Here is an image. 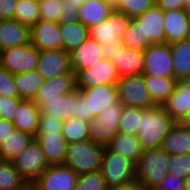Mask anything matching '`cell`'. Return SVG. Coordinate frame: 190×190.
I'll use <instances>...</instances> for the list:
<instances>
[{
    "label": "cell",
    "mask_w": 190,
    "mask_h": 190,
    "mask_svg": "<svg viewBox=\"0 0 190 190\" xmlns=\"http://www.w3.org/2000/svg\"><path fill=\"white\" fill-rule=\"evenodd\" d=\"M175 122L163 106L142 109V118L138 126L137 138L143 151L158 149Z\"/></svg>",
    "instance_id": "1"
},
{
    "label": "cell",
    "mask_w": 190,
    "mask_h": 190,
    "mask_svg": "<svg viewBox=\"0 0 190 190\" xmlns=\"http://www.w3.org/2000/svg\"><path fill=\"white\" fill-rule=\"evenodd\" d=\"M105 146L88 139L67 145L64 165L78 175L101 170Z\"/></svg>",
    "instance_id": "2"
},
{
    "label": "cell",
    "mask_w": 190,
    "mask_h": 190,
    "mask_svg": "<svg viewBox=\"0 0 190 190\" xmlns=\"http://www.w3.org/2000/svg\"><path fill=\"white\" fill-rule=\"evenodd\" d=\"M169 155L161 148L145 150L136 162L135 180L144 190H153L168 175Z\"/></svg>",
    "instance_id": "3"
},
{
    "label": "cell",
    "mask_w": 190,
    "mask_h": 190,
    "mask_svg": "<svg viewBox=\"0 0 190 190\" xmlns=\"http://www.w3.org/2000/svg\"><path fill=\"white\" fill-rule=\"evenodd\" d=\"M134 166L130 160L119 153L111 151L106 146L100 170L106 187L124 185L134 181Z\"/></svg>",
    "instance_id": "4"
},
{
    "label": "cell",
    "mask_w": 190,
    "mask_h": 190,
    "mask_svg": "<svg viewBox=\"0 0 190 190\" xmlns=\"http://www.w3.org/2000/svg\"><path fill=\"white\" fill-rule=\"evenodd\" d=\"M123 105L117 103L108 106L88 123L90 140L107 146L118 133Z\"/></svg>",
    "instance_id": "5"
},
{
    "label": "cell",
    "mask_w": 190,
    "mask_h": 190,
    "mask_svg": "<svg viewBox=\"0 0 190 190\" xmlns=\"http://www.w3.org/2000/svg\"><path fill=\"white\" fill-rule=\"evenodd\" d=\"M118 101L123 106L149 109L156 106L151 100L144 74L128 75L120 77L117 82Z\"/></svg>",
    "instance_id": "6"
},
{
    "label": "cell",
    "mask_w": 190,
    "mask_h": 190,
    "mask_svg": "<svg viewBox=\"0 0 190 190\" xmlns=\"http://www.w3.org/2000/svg\"><path fill=\"white\" fill-rule=\"evenodd\" d=\"M11 163L27 182H34L50 166L35 137Z\"/></svg>",
    "instance_id": "7"
},
{
    "label": "cell",
    "mask_w": 190,
    "mask_h": 190,
    "mask_svg": "<svg viewBox=\"0 0 190 190\" xmlns=\"http://www.w3.org/2000/svg\"><path fill=\"white\" fill-rule=\"evenodd\" d=\"M40 51L31 42L0 51L1 67L11 74L37 69Z\"/></svg>",
    "instance_id": "8"
},
{
    "label": "cell",
    "mask_w": 190,
    "mask_h": 190,
    "mask_svg": "<svg viewBox=\"0 0 190 190\" xmlns=\"http://www.w3.org/2000/svg\"><path fill=\"white\" fill-rule=\"evenodd\" d=\"M143 55L144 75L174 77L173 58L170 44H152L143 51Z\"/></svg>",
    "instance_id": "9"
},
{
    "label": "cell",
    "mask_w": 190,
    "mask_h": 190,
    "mask_svg": "<svg viewBox=\"0 0 190 190\" xmlns=\"http://www.w3.org/2000/svg\"><path fill=\"white\" fill-rule=\"evenodd\" d=\"M130 21V17L114 10L106 20L89 29V37L101 45H108L114 41L122 42L123 33Z\"/></svg>",
    "instance_id": "10"
},
{
    "label": "cell",
    "mask_w": 190,
    "mask_h": 190,
    "mask_svg": "<svg viewBox=\"0 0 190 190\" xmlns=\"http://www.w3.org/2000/svg\"><path fill=\"white\" fill-rule=\"evenodd\" d=\"M132 20L142 33V42L165 43L164 12L156 4Z\"/></svg>",
    "instance_id": "11"
},
{
    "label": "cell",
    "mask_w": 190,
    "mask_h": 190,
    "mask_svg": "<svg viewBox=\"0 0 190 190\" xmlns=\"http://www.w3.org/2000/svg\"><path fill=\"white\" fill-rule=\"evenodd\" d=\"M78 174L64 164L50 165L34 181L38 190H74Z\"/></svg>",
    "instance_id": "12"
},
{
    "label": "cell",
    "mask_w": 190,
    "mask_h": 190,
    "mask_svg": "<svg viewBox=\"0 0 190 190\" xmlns=\"http://www.w3.org/2000/svg\"><path fill=\"white\" fill-rule=\"evenodd\" d=\"M120 76L113 62L107 58L91 68L81 70L76 76V88H88L99 84L117 85Z\"/></svg>",
    "instance_id": "13"
},
{
    "label": "cell",
    "mask_w": 190,
    "mask_h": 190,
    "mask_svg": "<svg viewBox=\"0 0 190 190\" xmlns=\"http://www.w3.org/2000/svg\"><path fill=\"white\" fill-rule=\"evenodd\" d=\"M87 103L88 113L95 118L108 106L118 102L116 85L99 84L88 88H78Z\"/></svg>",
    "instance_id": "14"
},
{
    "label": "cell",
    "mask_w": 190,
    "mask_h": 190,
    "mask_svg": "<svg viewBox=\"0 0 190 190\" xmlns=\"http://www.w3.org/2000/svg\"><path fill=\"white\" fill-rule=\"evenodd\" d=\"M30 42L39 51L63 50V38L59 22L39 20L30 28Z\"/></svg>",
    "instance_id": "15"
},
{
    "label": "cell",
    "mask_w": 190,
    "mask_h": 190,
    "mask_svg": "<svg viewBox=\"0 0 190 190\" xmlns=\"http://www.w3.org/2000/svg\"><path fill=\"white\" fill-rule=\"evenodd\" d=\"M36 70L45 80L62 74L73 73L70 65L69 52L64 50L40 51Z\"/></svg>",
    "instance_id": "16"
},
{
    "label": "cell",
    "mask_w": 190,
    "mask_h": 190,
    "mask_svg": "<svg viewBox=\"0 0 190 190\" xmlns=\"http://www.w3.org/2000/svg\"><path fill=\"white\" fill-rule=\"evenodd\" d=\"M162 106L175 123H183L190 112V79L177 80L174 92Z\"/></svg>",
    "instance_id": "17"
},
{
    "label": "cell",
    "mask_w": 190,
    "mask_h": 190,
    "mask_svg": "<svg viewBox=\"0 0 190 190\" xmlns=\"http://www.w3.org/2000/svg\"><path fill=\"white\" fill-rule=\"evenodd\" d=\"M165 43L190 39V11L186 9L164 12Z\"/></svg>",
    "instance_id": "18"
},
{
    "label": "cell",
    "mask_w": 190,
    "mask_h": 190,
    "mask_svg": "<svg viewBox=\"0 0 190 190\" xmlns=\"http://www.w3.org/2000/svg\"><path fill=\"white\" fill-rule=\"evenodd\" d=\"M71 70L75 76L86 68L104 59L102 45L92 40L90 37L79 47L73 49L70 53Z\"/></svg>",
    "instance_id": "19"
},
{
    "label": "cell",
    "mask_w": 190,
    "mask_h": 190,
    "mask_svg": "<svg viewBox=\"0 0 190 190\" xmlns=\"http://www.w3.org/2000/svg\"><path fill=\"white\" fill-rule=\"evenodd\" d=\"M79 89L75 88L68 94L61 95L58 98L46 100H33L41 113H48L62 122L73 118L75 113V98L79 95Z\"/></svg>",
    "instance_id": "20"
},
{
    "label": "cell",
    "mask_w": 190,
    "mask_h": 190,
    "mask_svg": "<svg viewBox=\"0 0 190 190\" xmlns=\"http://www.w3.org/2000/svg\"><path fill=\"white\" fill-rule=\"evenodd\" d=\"M30 42V28L15 19L0 20V51Z\"/></svg>",
    "instance_id": "21"
},
{
    "label": "cell",
    "mask_w": 190,
    "mask_h": 190,
    "mask_svg": "<svg viewBox=\"0 0 190 190\" xmlns=\"http://www.w3.org/2000/svg\"><path fill=\"white\" fill-rule=\"evenodd\" d=\"M35 138L42 147L49 165L64 163L68 144L61 133H36Z\"/></svg>",
    "instance_id": "22"
},
{
    "label": "cell",
    "mask_w": 190,
    "mask_h": 190,
    "mask_svg": "<svg viewBox=\"0 0 190 190\" xmlns=\"http://www.w3.org/2000/svg\"><path fill=\"white\" fill-rule=\"evenodd\" d=\"M111 61L120 77L143 73V51L123 47L122 50H117Z\"/></svg>",
    "instance_id": "23"
},
{
    "label": "cell",
    "mask_w": 190,
    "mask_h": 190,
    "mask_svg": "<svg viewBox=\"0 0 190 190\" xmlns=\"http://www.w3.org/2000/svg\"><path fill=\"white\" fill-rule=\"evenodd\" d=\"M114 10V6L105 0H87L80 7L78 21L90 29L106 20Z\"/></svg>",
    "instance_id": "24"
},
{
    "label": "cell",
    "mask_w": 190,
    "mask_h": 190,
    "mask_svg": "<svg viewBox=\"0 0 190 190\" xmlns=\"http://www.w3.org/2000/svg\"><path fill=\"white\" fill-rule=\"evenodd\" d=\"M76 88L74 73L62 74L52 79L45 80L41 85L34 100L58 98L70 93Z\"/></svg>",
    "instance_id": "25"
},
{
    "label": "cell",
    "mask_w": 190,
    "mask_h": 190,
    "mask_svg": "<svg viewBox=\"0 0 190 190\" xmlns=\"http://www.w3.org/2000/svg\"><path fill=\"white\" fill-rule=\"evenodd\" d=\"M160 148L168 155L190 154V126L175 123Z\"/></svg>",
    "instance_id": "26"
},
{
    "label": "cell",
    "mask_w": 190,
    "mask_h": 190,
    "mask_svg": "<svg viewBox=\"0 0 190 190\" xmlns=\"http://www.w3.org/2000/svg\"><path fill=\"white\" fill-rule=\"evenodd\" d=\"M40 111L33 100H22L16 111L13 124L16 129L36 136Z\"/></svg>",
    "instance_id": "27"
},
{
    "label": "cell",
    "mask_w": 190,
    "mask_h": 190,
    "mask_svg": "<svg viewBox=\"0 0 190 190\" xmlns=\"http://www.w3.org/2000/svg\"><path fill=\"white\" fill-rule=\"evenodd\" d=\"M146 88L153 103L162 106L175 90L174 77L144 75Z\"/></svg>",
    "instance_id": "28"
},
{
    "label": "cell",
    "mask_w": 190,
    "mask_h": 190,
    "mask_svg": "<svg viewBox=\"0 0 190 190\" xmlns=\"http://www.w3.org/2000/svg\"><path fill=\"white\" fill-rule=\"evenodd\" d=\"M107 147L116 153L123 155L134 165L141 158L143 149L137 138L132 134L117 133Z\"/></svg>",
    "instance_id": "29"
},
{
    "label": "cell",
    "mask_w": 190,
    "mask_h": 190,
    "mask_svg": "<svg viewBox=\"0 0 190 190\" xmlns=\"http://www.w3.org/2000/svg\"><path fill=\"white\" fill-rule=\"evenodd\" d=\"M174 78L190 79V39L170 44Z\"/></svg>",
    "instance_id": "30"
},
{
    "label": "cell",
    "mask_w": 190,
    "mask_h": 190,
    "mask_svg": "<svg viewBox=\"0 0 190 190\" xmlns=\"http://www.w3.org/2000/svg\"><path fill=\"white\" fill-rule=\"evenodd\" d=\"M44 81L37 70L14 74V83L22 100H34Z\"/></svg>",
    "instance_id": "31"
},
{
    "label": "cell",
    "mask_w": 190,
    "mask_h": 190,
    "mask_svg": "<svg viewBox=\"0 0 190 190\" xmlns=\"http://www.w3.org/2000/svg\"><path fill=\"white\" fill-rule=\"evenodd\" d=\"M59 28L63 38V50L66 52L70 53L89 38V29L79 21L59 24Z\"/></svg>",
    "instance_id": "32"
},
{
    "label": "cell",
    "mask_w": 190,
    "mask_h": 190,
    "mask_svg": "<svg viewBox=\"0 0 190 190\" xmlns=\"http://www.w3.org/2000/svg\"><path fill=\"white\" fill-rule=\"evenodd\" d=\"M34 136L15 129L5 141L0 143V160L11 161L31 142Z\"/></svg>",
    "instance_id": "33"
},
{
    "label": "cell",
    "mask_w": 190,
    "mask_h": 190,
    "mask_svg": "<svg viewBox=\"0 0 190 190\" xmlns=\"http://www.w3.org/2000/svg\"><path fill=\"white\" fill-rule=\"evenodd\" d=\"M14 19L29 28L40 20L39 0H18Z\"/></svg>",
    "instance_id": "34"
},
{
    "label": "cell",
    "mask_w": 190,
    "mask_h": 190,
    "mask_svg": "<svg viewBox=\"0 0 190 190\" xmlns=\"http://www.w3.org/2000/svg\"><path fill=\"white\" fill-rule=\"evenodd\" d=\"M61 134L65 138L67 144L90 139L88 123L82 122L76 117L62 123Z\"/></svg>",
    "instance_id": "35"
},
{
    "label": "cell",
    "mask_w": 190,
    "mask_h": 190,
    "mask_svg": "<svg viewBox=\"0 0 190 190\" xmlns=\"http://www.w3.org/2000/svg\"><path fill=\"white\" fill-rule=\"evenodd\" d=\"M27 181L22 177L11 161L0 160V190H16Z\"/></svg>",
    "instance_id": "36"
},
{
    "label": "cell",
    "mask_w": 190,
    "mask_h": 190,
    "mask_svg": "<svg viewBox=\"0 0 190 190\" xmlns=\"http://www.w3.org/2000/svg\"><path fill=\"white\" fill-rule=\"evenodd\" d=\"M140 118H142V108L123 106L118 133L137 136Z\"/></svg>",
    "instance_id": "37"
},
{
    "label": "cell",
    "mask_w": 190,
    "mask_h": 190,
    "mask_svg": "<svg viewBox=\"0 0 190 190\" xmlns=\"http://www.w3.org/2000/svg\"><path fill=\"white\" fill-rule=\"evenodd\" d=\"M155 4V0H118L114 9L131 19L143 14Z\"/></svg>",
    "instance_id": "38"
},
{
    "label": "cell",
    "mask_w": 190,
    "mask_h": 190,
    "mask_svg": "<svg viewBox=\"0 0 190 190\" xmlns=\"http://www.w3.org/2000/svg\"><path fill=\"white\" fill-rule=\"evenodd\" d=\"M74 190H107L100 170L78 175Z\"/></svg>",
    "instance_id": "39"
},
{
    "label": "cell",
    "mask_w": 190,
    "mask_h": 190,
    "mask_svg": "<svg viewBox=\"0 0 190 190\" xmlns=\"http://www.w3.org/2000/svg\"><path fill=\"white\" fill-rule=\"evenodd\" d=\"M122 43L124 47L140 51H144L150 46L148 42H142V33L132 19L128 24L127 30L123 33Z\"/></svg>",
    "instance_id": "40"
},
{
    "label": "cell",
    "mask_w": 190,
    "mask_h": 190,
    "mask_svg": "<svg viewBox=\"0 0 190 190\" xmlns=\"http://www.w3.org/2000/svg\"><path fill=\"white\" fill-rule=\"evenodd\" d=\"M168 173L186 179L190 175V154L169 155Z\"/></svg>",
    "instance_id": "41"
},
{
    "label": "cell",
    "mask_w": 190,
    "mask_h": 190,
    "mask_svg": "<svg viewBox=\"0 0 190 190\" xmlns=\"http://www.w3.org/2000/svg\"><path fill=\"white\" fill-rule=\"evenodd\" d=\"M62 0H39L40 20L60 22Z\"/></svg>",
    "instance_id": "42"
},
{
    "label": "cell",
    "mask_w": 190,
    "mask_h": 190,
    "mask_svg": "<svg viewBox=\"0 0 190 190\" xmlns=\"http://www.w3.org/2000/svg\"><path fill=\"white\" fill-rule=\"evenodd\" d=\"M0 96L19 97L14 83V74H11L3 67H0Z\"/></svg>",
    "instance_id": "43"
},
{
    "label": "cell",
    "mask_w": 190,
    "mask_h": 190,
    "mask_svg": "<svg viewBox=\"0 0 190 190\" xmlns=\"http://www.w3.org/2000/svg\"><path fill=\"white\" fill-rule=\"evenodd\" d=\"M21 101L22 99L19 97L9 98L5 96H0L1 119L13 123L15 111Z\"/></svg>",
    "instance_id": "44"
},
{
    "label": "cell",
    "mask_w": 190,
    "mask_h": 190,
    "mask_svg": "<svg viewBox=\"0 0 190 190\" xmlns=\"http://www.w3.org/2000/svg\"><path fill=\"white\" fill-rule=\"evenodd\" d=\"M62 123L50 114L40 112L37 133H61Z\"/></svg>",
    "instance_id": "45"
},
{
    "label": "cell",
    "mask_w": 190,
    "mask_h": 190,
    "mask_svg": "<svg viewBox=\"0 0 190 190\" xmlns=\"http://www.w3.org/2000/svg\"><path fill=\"white\" fill-rule=\"evenodd\" d=\"M80 7L76 4L62 0L61 16L59 24L74 23L78 21Z\"/></svg>",
    "instance_id": "46"
},
{
    "label": "cell",
    "mask_w": 190,
    "mask_h": 190,
    "mask_svg": "<svg viewBox=\"0 0 190 190\" xmlns=\"http://www.w3.org/2000/svg\"><path fill=\"white\" fill-rule=\"evenodd\" d=\"M153 190H185V178L170 173Z\"/></svg>",
    "instance_id": "47"
},
{
    "label": "cell",
    "mask_w": 190,
    "mask_h": 190,
    "mask_svg": "<svg viewBox=\"0 0 190 190\" xmlns=\"http://www.w3.org/2000/svg\"><path fill=\"white\" fill-rule=\"evenodd\" d=\"M73 117L85 123H89L93 119L91 113H88L87 103L81 94L75 98V113H73Z\"/></svg>",
    "instance_id": "48"
},
{
    "label": "cell",
    "mask_w": 190,
    "mask_h": 190,
    "mask_svg": "<svg viewBox=\"0 0 190 190\" xmlns=\"http://www.w3.org/2000/svg\"><path fill=\"white\" fill-rule=\"evenodd\" d=\"M18 0H0V20L14 19Z\"/></svg>",
    "instance_id": "49"
},
{
    "label": "cell",
    "mask_w": 190,
    "mask_h": 190,
    "mask_svg": "<svg viewBox=\"0 0 190 190\" xmlns=\"http://www.w3.org/2000/svg\"><path fill=\"white\" fill-rule=\"evenodd\" d=\"M155 4L163 12L185 9V0H155Z\"/></svg>",
    "instance_id": "50"
},
{
    "label": "cell",
    "mask_w": 190,
    "mask_h": 190,
    "mask_svg": "<svg viewBox=\"0 0 190 190\" xmlns=\"http://www.w3.org/2000/svg\"><path fill=\"white\" fill-rule=\"evenodd\" d=\"M124 47L122 42L114 41V43L108 44V45H102V51L104 54V58H107L111 60L115 53L120 50H122Z\"/></svg>",
    "instance_id": "51"
},
{
    "label": "cell",
    "mask_w": 190,
    "mask_h": 190,
    "mask_svg": "<svg viewBox=\"0 0 190 190\" xmlns=\"http://www.w3.org/2000/svg\"><path fill=\"white\" fill-rule=\"evenodd\" d=\"M15 126L12 122L7 120H0V143L5 141L15 130Z\"/></svg>",
    "instance_id": "52"
},
{
    "label": "cell",
    "mask_w": 190,
    "mask_h": 190,
    "mask_svg": "<svg viewBox=\"0 0 190 190\" xmlns=\"http://www.w3.org/2000/svg\"><path fill=\"white\" fill-rule=\"evenodd\" d=\"M107 190H144V189L137 180H134L128 184L109 187L107 188Z\"/></svg>",
    "instance_id": "53"
},
{
    "label": "cell",
    "mask_w": 190,
    "mask_h": 190,
    "mask_svg": "<svg viewBox=\"0 0 190 190\" xmlns=\"http://www.w3.org/2000/svg\"><path fill=\"white\" fill-rule=\"evenodd\" d=\"M16 190H38V188L34 182H27L21 188H18Z\"/></svg>",
    "instance_id": "54"
},
{
    "label": "cell",
    "mask_w": 190,
    "mask_h": 190,
    "mask_svg": "<svg viewBox=\"0 0 190 190\" xmlns=\"http://www.w3.org/2000/svg\"><path fill=\"white\" fill-rule=\"evenodd\" d=\"M67 1L76 4L77 7H81L87 0H67Z\"/></svg>",
    "instance_id": "55"
},
{
    "label": "cell",
    "mask_w": 190,
    "mask_h": 190,
    "mask_svg": "<svg viewBox=\"0 0 190 190\" xmlns=\"http://www.w3.org/2000/svg\"><path fill=\"white\" fill-rule=\"evenodd\" d=\"M185 190H190V175L185 179Z\"/></svg>",
    "instance_id": "56"
},
{
    "label": "cell",
    "mask_w": 190,
    "mask_h": 190,
    "mask_svg": "<svg viewBox=\"0 0 190 190\" xmlns=\"http://www.w3.org/2000/svg\"><path fill=\"white\" fill-rule=\"evenodd\" d=\"M182 124H185V125H189L190 126V112L186 118V120L182 123Z\"/></svg>",
    "instance_id": "57"
},
{
    "label": "cell",
    "mask_w": 190,
    "mask_h": 190,
    "mask_svg": "<svg viewBox=\"0 0 190 190\" xmlns=\"http://www.w3.org/2000/svg\"><path fill=\"white\" fill-rule=\"evenodd\" d=\"M185 9L190 11V0H185Z\"/></svg>",
    "instance_id": "58"
},
{
    "label": "cell",
    "mask_w": 190,
    "mask_h": 190,
    "mask_svg": "<svg viewBox=\"0 0 190 190\" xmlns=\"http://www.w3.org/2000/svg\"><path fill=\"white\" fill-rule=\"evenodd\" d=\"M105 1L111 3L114 6L118 0H105Z\"/></svg>",
    "instance_id": "59"
}]
</instances>
